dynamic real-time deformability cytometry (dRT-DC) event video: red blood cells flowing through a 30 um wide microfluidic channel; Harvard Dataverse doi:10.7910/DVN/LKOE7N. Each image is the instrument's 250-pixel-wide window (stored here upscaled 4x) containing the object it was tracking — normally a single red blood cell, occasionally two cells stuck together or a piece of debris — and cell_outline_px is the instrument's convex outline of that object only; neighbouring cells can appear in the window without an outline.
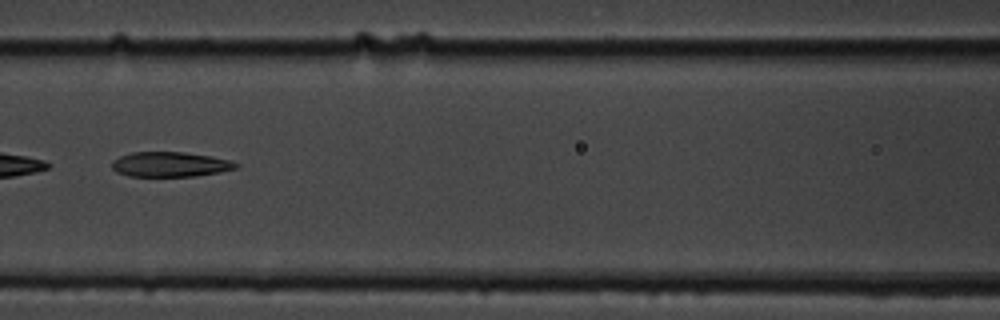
{"species": "common noctule bat (a hibernating species)", "species_latin": "Nyctalus noctula", "temperature_condition": "cold", "stored_images_in_passage": 9, "camera_frame_rate_fps": 3000, "um_per_image_px": 0.085, "animal": {"sex": "male", "body_mass_g": 19.5, "forearm_length_mm": 54.6}, "frame": {"image": 1, "passage_image": 7, "time_ms": 7.0, "image_size_px": [1000, 320], "cell_outline_px": [[240, 164], [236, 168], [220, 172], [196, 176], [128, 176], [116, 172], [112, 168], [112, 160], [120, 156], [132, 152], [184, 152], [212, 156], [228, 160]], "centroid_in_image_um": [14.45, 13.97], "position_along_channel_um": 152.2, "area_um2": 18.03}}
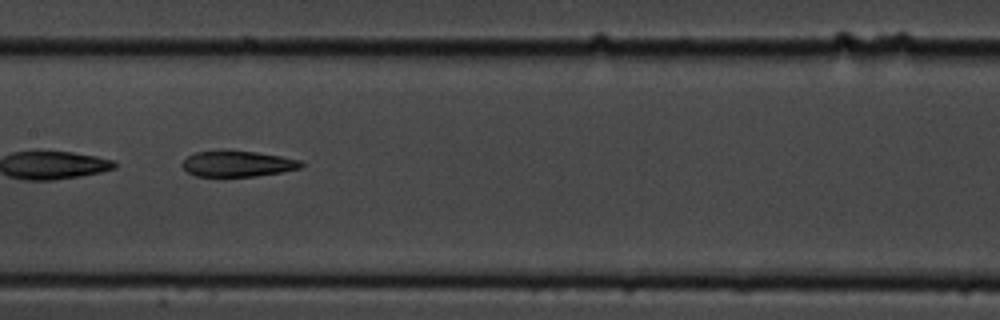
{"frame": {"image": 2, "passage_image": 8, "time_ms": 8.0, "image_size_px": [1000, 320], "cell_outline_px": [[304, 164], [300, 168], [280, 172], [256, 176], [196, 176], [188, 172], [180, 164], [188, 156], [196, 152], [256, 152], [280, 156], [300, 160]], "centroid_in_image_um": [20.2, 13.94], "position_along_channel_um": 187.2, "area_um2": 17.34}}
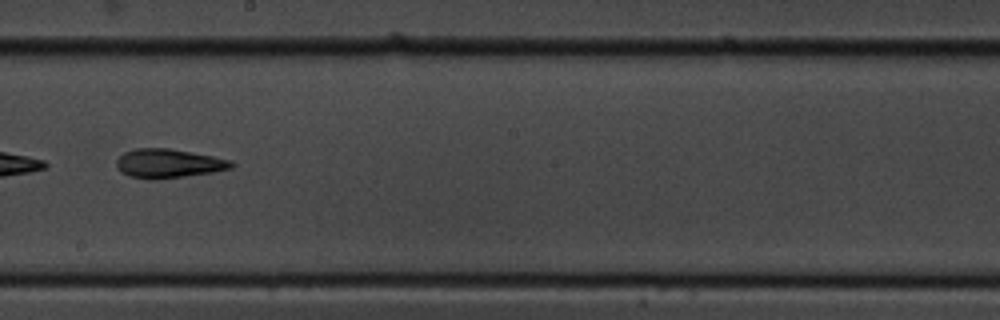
{"frame": {"image": 3, "passage_image": 9, "time_ms": 9.333, "image_size_px": [1000, 320], "cell_outline_px": [[236, 164], [232, 168], [212, 172], [156, 180], [148, 180], [128, 176], [120, 172], [116, 168], [116, 160], [124, 152], [136, 148], [168, 148], [212, 156], [232, 160]], "centroid_in_image_um": [14.29, 13.9], "position_along_channel_um": 233.9, "area_um2": 19.59}}